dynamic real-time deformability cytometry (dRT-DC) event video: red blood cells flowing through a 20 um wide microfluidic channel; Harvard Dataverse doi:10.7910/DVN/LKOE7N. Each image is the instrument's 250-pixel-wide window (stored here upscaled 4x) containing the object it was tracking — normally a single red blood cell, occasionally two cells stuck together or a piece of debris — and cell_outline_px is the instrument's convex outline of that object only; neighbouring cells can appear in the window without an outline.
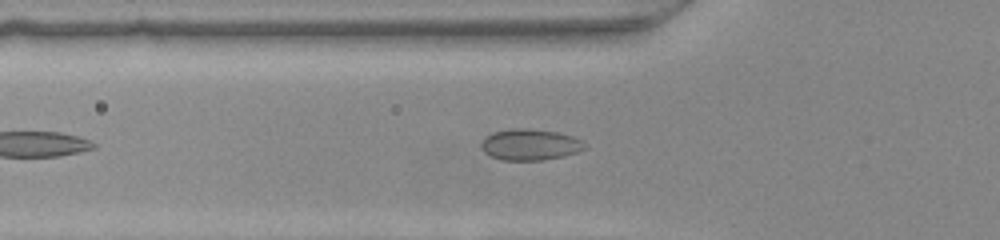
{"species": "common noctule bat (a hibernating species)", "species_latin": "Nyctalus noctula", "temperature_condition": "warm", "stored_images_in_passage": 35, "camera_frame_rate_fps": 3000, "um_per_image_px": 0.085, "animal": {"sex": "female", "body_mass_g": 22.0, "forearm_length_mm": 56.7}, "frame": {"image": 1, "passage_image": 8, "time_ms": 2.333, "image_size_px": [1000, 240], "cell_outline_px": [[584, 148], [576, 152], [564, 156], [544, 160], [504, 160], [492, 156], [484, 152], [480, 148], [480, 144], [484, 136], [492, 132], [512, 128], [532, 128], [556, 132], [572, 136], [580, 140]], "centroid_in_image_um": [44.98, 12.28], "position_along_channel_um": 80.8, "area_um2": 18.79}}
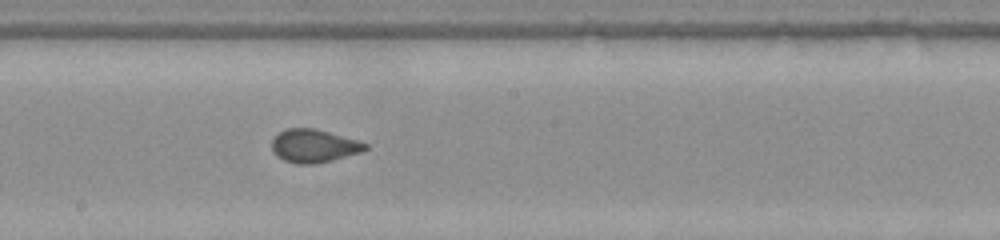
{"frame": {"image": 2, "passage_image": 18, "time_ms": 5.667, "image_size_px": [1000, 240], "cell_outline_px": [[368, 148], [360, 152], [332, 160], [316, 164], [296, 164], [284, 160], [276, 156], [272, 152], [272, 140], [284, 128], [316, 128], [356, 140], [368, 144]], "centroid_in_image_um": [26.64, 12.4], "position_along_channel_um": 221.6, "area_um2": 18.03}}
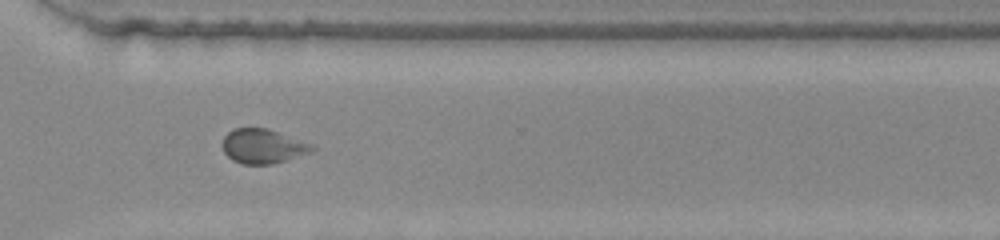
{"frame": {"image": 3, "passage_image": 27, "time_ms": 8.667, "image_size_px": [1000, 240], "cell_outline_px": [[316, 148], [312, 152], [272, 164], [244, 164], [232, 160], [224, 152], [220, 144], [224, 136], [228, 132], [236, 128], [268, 128], [316, 144]], "centroid_in_image_um": [22.38, 12.42], "position_along_channel_um": 348.2, "area_um2": 18.32}}